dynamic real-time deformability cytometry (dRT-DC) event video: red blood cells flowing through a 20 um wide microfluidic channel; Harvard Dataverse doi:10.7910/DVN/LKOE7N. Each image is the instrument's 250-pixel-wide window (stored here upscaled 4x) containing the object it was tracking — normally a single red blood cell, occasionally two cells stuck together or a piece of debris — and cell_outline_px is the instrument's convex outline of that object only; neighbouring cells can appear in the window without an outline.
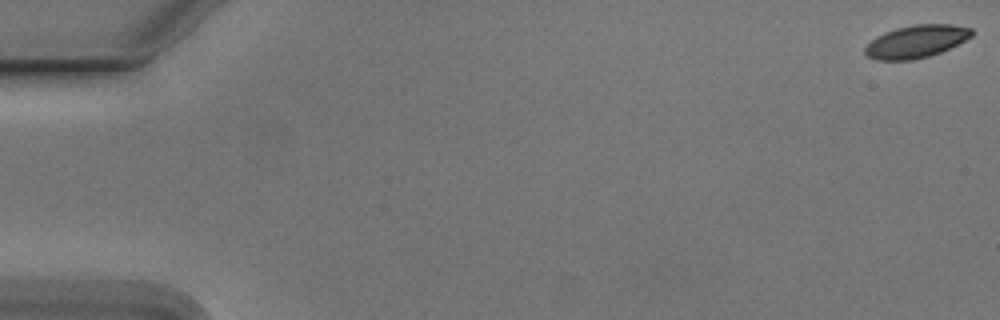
{"species": "Egyptian fruit bat (a non-hibernating species)", "species_latin": "Rousettus aegyptiacus", "temperature_condition": "cold", "stored_images_in_passage": 8, "camera_frame_rate_fps": 3000, "um_per_image_px": 0.085, "animal": {"sex": "male"}, "frame": {"image": 1, "passage_image": 1, "time_ms": 0.0, "image_size_px": [1000, 320], "cell_outline_px": [[972, 36], [940, 52], [928, 56], [912, 60], [876, 60], [868, 56], [864, 52], [864, 48], [876, 36], [884, 32], [896, 28], [912, 24], [952, 24], [972, 28]], "centroid_in_image_um": [77.85, 3.51], "position_along_channel_um": 7.1, "area_um2": 20.17}}